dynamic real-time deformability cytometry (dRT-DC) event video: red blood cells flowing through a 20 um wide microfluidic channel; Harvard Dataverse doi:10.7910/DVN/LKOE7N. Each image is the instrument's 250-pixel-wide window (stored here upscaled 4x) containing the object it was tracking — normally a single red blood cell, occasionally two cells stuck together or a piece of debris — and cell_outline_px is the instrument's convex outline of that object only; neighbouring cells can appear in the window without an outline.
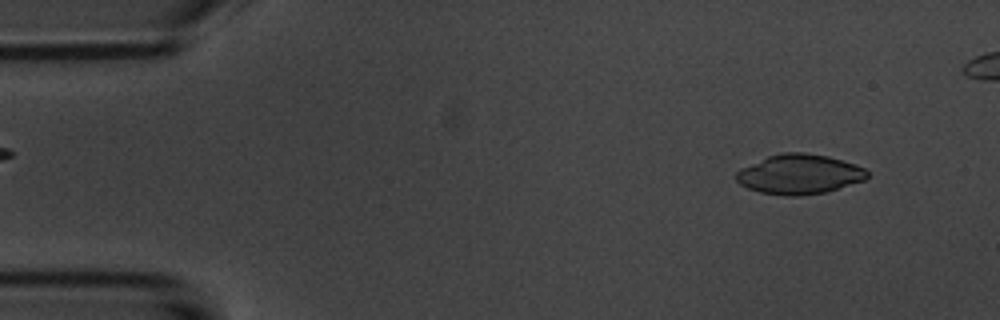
{"species": "common noctule bat (a hibernating species)", "species_latin": "Nyctalus noctula", "temperature_condition": "room temperature", "stored_images_in_passage": 48, "camera_frame_rate_fps": 3000, "um_per_image_px": 0.085, "animal": {"sex": "male", "body_mass_g": 20.1, "forearm_length_mm": 53.5}, "frame": {"image": 1, "passage_image": 4, "time_ms": 1.0, "image_size_px": [1000, 320], "cell_outline_px": [[868, 176], [864, 180], [824, 192], [800, 196], [784, 196], [760, 192], [748, 188], [740, 184], [736, 180], [736, 172], [740, 168], [768, 156], [780, 152], [804, 152], [828, 156], [844, 160], [856, 164], [864, 168], [868, 172]], "centroid_in_image_um": [67.93, 14.8], "position_along_channel_um": 17.1, "area_um2": 30.4}}